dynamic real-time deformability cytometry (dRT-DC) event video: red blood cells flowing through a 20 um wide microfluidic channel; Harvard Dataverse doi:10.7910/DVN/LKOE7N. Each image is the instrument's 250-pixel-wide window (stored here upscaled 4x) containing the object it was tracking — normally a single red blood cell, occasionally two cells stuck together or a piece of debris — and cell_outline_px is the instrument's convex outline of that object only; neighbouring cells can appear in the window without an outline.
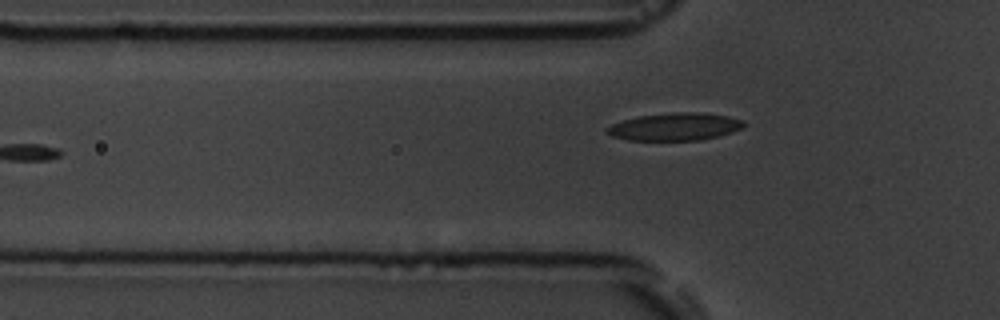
{"species": "common noctule bat (a hibernating species)", "species_latin": "Nyctalus noctula", "temperature_condition": "room temperature", "stored_images_in_passage": 15, "camera_frame_rate_fps": 3000, "um_per_image_px": 0.085, "animal": {"sex": "male", "body_mass_g": 19.5, "forearm_length_mm": 54.6}, "frame": {"image": 1, "passage_image": 5, "time_ms": 6.333, "image_size_px": [1000, 320], "cell_outline_px": [[744, 124], [740, 128], [732, 132], [720, 136], [700, 140], [628, 140], [612, 136], [604, 132], [604, 128], [612, 124], [624, 120], [640, 116], [676, 112], [700, 112], [728, 116], [744, 120]], "centroid_in_image_um": [57.35, 10.77], "position_along_channel_um": 68.4, "area_um2": 21.96}}
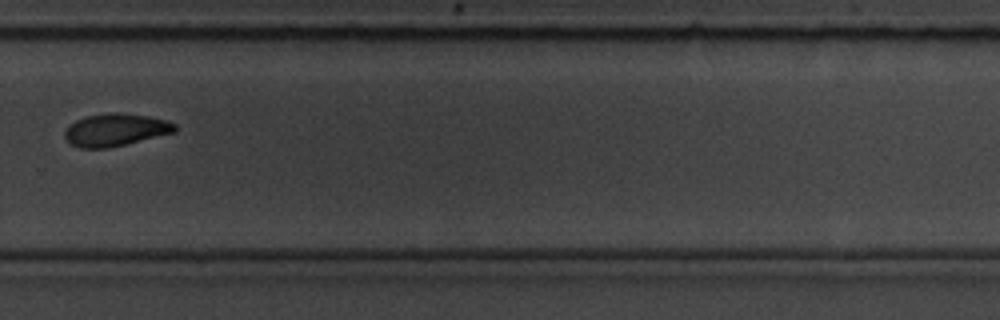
{"frame": {"image": 2, "passage_image": 11, "time_ms": 13.333, "image_size_px": [1000, 320], "cell_outline_px": [[176, 132], [108, 148], [80, 148], [72, 144], [64, 136], [64, 132], [68, 124], [76, 120], [88, 116], [112, 112], [116, 112], [148, 116], [164, 120], [176, 124]], "centroid_in_image_um": [9.8, 11.04], "position_along_channel_um": 320.0, "area_um2": 20.69}}
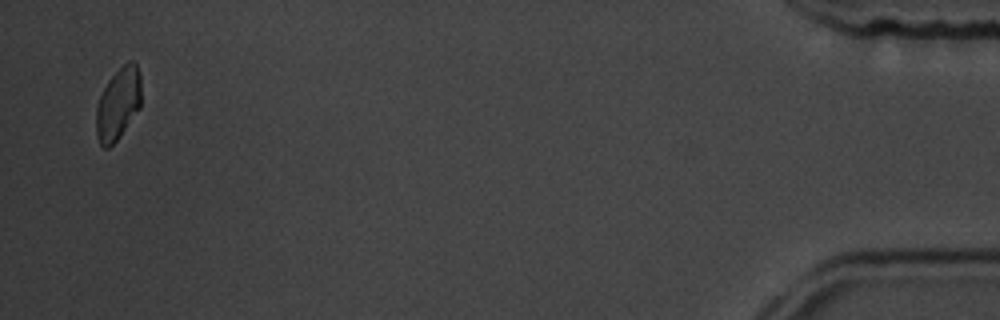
{"frame": {"image": 3, "passage_image": 15, "time_ms": 18.667, "image_size_px": [1000, 320], "cell_outline_px": [[140, 108], [120, 136], [108, 148], [104, 148], [100, 144], [96, 132], [96, 108], [100, 96], [108, 80], [128, 60], [132, 60], [136, 64], [140, 76]], "centroid_in_image_um": [10.04, 8.83], "position_along_channel_um": 425.2, "area_um2": 18.73}, "authors_computed_cell_mechanics": {"area_um2": 21.0392, "velocity_mm_per_s": 3.5948, "shape_relaxation_time_tau1_ms": 6.6101, "shape_relaxation_time_tau2_ms": 5.553, "deformation_change_tau1": 0.1261, "deformation_change_tau2": 0.0687}}